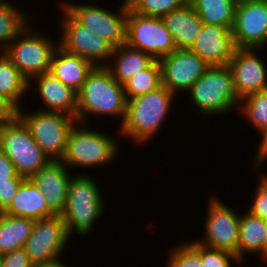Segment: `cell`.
<instances>
[{"label": "cell", "mask_w": 267, "mask_h": 267, "mask_svg": "<svg viewBox=\"0 0 267 267\" xmlns=\"http://www.w3.org/2000/svg\"><path fill=\"white\" fill-rule=\"evenodd\" d=\"M77 123L68 135L67 146L61 158L64 165L67 168L79 166L92 168L112 162L119 150L116 140L107 136V133L105 135V132L90 130L86 126L84 128L83 125L80 128V123Z\"/></svg>", "instance_id": "5b68a950"}, {"label": "cell", "mask_w": 267, "mask_h": 267, "mask_svg": "<svg viewBox=\"0 0 267 267\" xmlns=\"http://www.w3.org/2000/svg\"><path fill=\"white\" fill-rule=\"evenodd\" d=\"M30 28L31 26L27 25L3 52L29 81V90L33 77L49 72L51 59L59 47V43L57 46L52 44V39L39 32L32 34Z\"/></svg>", "instance_id": "52a82bcc"}, {"label": "cell", "mask_w": 267, "mask_h": 267, "mask_svg": "<svg viewBox=\"0 0 267 267\" xmlns=\"http://www.w3.org/2000/svg\"><path fill=\"white\" fill-rule=\"evenodd\" d=\"M43 101L42 111L61 112L76 118L77 92L64 85L50 72L32 78ZM46 107V108H45Z\"/></svg>", "instance_id": "d6986e66"}, {"label": "cell", "mask_w": 267, "mask_h": 267, "mask_svg": "<svg viewBox=\"0 0 267 267\" xmlns=\"http://www.w3.org/2000/svg\"><path fill=\"white\" fill-rule=\"evenodd\" d=\"M187 93L194 107L205 117L228 113L241 101L228 65L210 66Z\"/></svg>", "instance_id": "277c9868"}, {"label": "cell", "mask_w": 267, "mask_h": 267, "mask_svg": "<svg viewBox=\"0 0 267 267\" xmlns=\"http://www.w3.org/2000/svg\"><path fill=\"white\" fill-rule=\"evenodd\" d=\"M236 212L221 200L211 197L204 222V241L198 239L197 242L210 248L230 252L238 260L240 215L238 216Z\"/></svg>", "instance_id": "4fadbf2b"}, {"label": "cell", "mask_w": 267, "mask_h": 267, "mask_svg": "<svg viewBox=\"0 0 267 267\" xmlns=\"http://www.w3.org/2000/svg\"><path fill=\"white\" fill-rule=\"evenodd\" d=\"M265 238L263 241V258L264 260H267V220H266V228H265Z\"/></svg>", "instance_id": "ab89813d"}, {"label": "cell", "mask_w": 267, "mask_h": 267, "mask_svg": "<svg viewBox=\"0 0 267 267\" xmlns=\"http://www.w3.org/2000/svg\"><path fill=\"white\" fill-rule=\"evenodd\" d=\"M254 194V200L251 202L248 212L252 215L267 220V176L264 174Z\"/></svg>", "instance_id": "836d02e7"}, {"label": "cell", "mask_w": 267, "mask_h": 267, "mask_svg": "<svg viewBox=\"0 0 267 267\" xmlns=\"http://www.w3.org/2000/svg\"><path fill=\"white\" fill-rule=\"evenodd\" d=\"M254 48H236L228 63L240 100L258 91L267 90V70Z\"/></svg>", "instance_id": "2e32d148"}, {"label": "cell", "mask_w": 267, "mask_h": 267, "mask_svg": "<svg viewBox=\"0 0 267 267\" xmlns=\"http://www.w3.org/2000/svg\"><path fill=\"white\" fill-rule=\"evenodd\" d=\"M38 267H69L67 265L64 264V262H62L61 260L52 264H48L45 266H38Z\"/></svg>", "instance_id": "60d3db41"}, {"label": "cell", "mask_w": 267, "mask_h": 267, "mask_svg": "<svg viewBox=\"0 0 267 267\" xmlns=\"http://www.w3.org/2000/svg\"><path fill=\"white\" fill-rule=\"evenodd\" d=\"M67 169L61 160H50L30 178L55 215H62L65 209L68 186L73 176Z\"/></svg>", "instance_id": "ac0fdd59"}, {"label": "cell", "mask_w": 267, "mask_h": 267, "mask_svg": "<svg viewBox=\"0 0 267 267\" xmlns=\"http://www.w3.org/2000/svg\"><path fill=\"white\" fill-rule=\"evenodd\" d=\"M1 263H2V254H0V267H1Z\"/></svg>", "instance_id": "b9f144b4"}, {"label": "cell", "mask_w": 267, "mask_h": 267, "mask_svg": "<svg viewBox=\"0 0 267 267\" xmlns=\"http://www.w3.org/2000/svg\"><path fill=\"white\" fill-rule=\"evenodd\" d=\"M126 44L149 54L154 60L172 53L175 43L162 18L139 15L128 8Z\"/></svg>", "instance_id": "30bf717a"}, {"label": "cell", "mask_w": 267, "mask_h": 267, "mask_svg": "<svg viewBox=\"0 0 267 267\" xmlns=\"http://www.w3.org/2000/svg\"><path fill=\"white\" fill-rule=\"evenodd\" d=\"M0 149L24 178L30 179L50 161L19 116L0 124Z\"/></svg>", "instance_id": "8992f818"}, {"label": "cell", "mask_w": 267, "mask_h": 267, "mask_svg": "<svg viewBox=\"0 0 267 267\" xmlns=\"http://www.w3.org/2000/svg\"><path fill=\"white\" fill-rule=\"evenodd\" d=\"M6 178H24L20 176L13 162L0 149V179Z\"/></svg>", "instance_id": "74e56055"}, {"label": "cell", "mask_w": 267, "mask_h": 267, "mask_svg": "<svg viewBox=\"0 0 267 267\" xmlns=\"http://www.w3.org/2000/svg\"><path fill=\"white\" fill-rule=\"evenodd\" d=\"M266 221L250 212L240 216L238 261L244 260L246 253L261 254L263 260V241Z\"/></svg>", "instance_id": "d4e9b609"}, {"label": "cell", "mask_w": 267, "mask_h": 267, "mask_svg": "<svg viewBox=\"0 0 267 267\" xmlns=\"http://www.w3.org/2000/svg\"><path fill=\"white\" fill-rule=\"evenodd\" d=\"M46 199L34 182L25 178L4 214L40 220L55 216L46 204Z\"/></svg>", "instance_id": "ffe728a7"}, {"label": "cell", "mask_w": 267, "mask_h": 267, "mask_svg": "<svg viewBox=\"0 0 267 267\" xmlns=\"http://www.w3.org/2000/svg\"><path fill=\"white\" fill-rule=\"evenodd\" d=\"M126 108L127 98L124 85L113 78L106 66H94L88 73L82 88L77 92L76 120L80 126L87 123L88 114L94 117L98 115L119 116L122 124Z\"/></svg>", "instance_id": "6da1fadb"}, {"label": "cell", "mask_w": 267, "mask_h": 267, "mask_svg": "<svg viewBox=\"0 0 267 267\" xmlns=\"http://www.w3.org/2000/svg\"><path fill=\"white\" fill-rule=\"evenodd\" d=\"M177 247L172 250L170 260L167 261L170 267H202L201 243L195 240Z\"/></svg>", "instance_id": "1f68e13d"}, {"label": "cell", "mask_w": 267, "mask_h": 267, "mask_svg": "<svg viewBox=\"0 0 267 267\" xmlns=\"http://www.w3.org/2000/svg\"><path fill=\"white\" fill-rule=\"evenodd\" d=\"M232 35L236 48H264L267 44V0L237 2Z\"/></svg>", "instance_id": "9a60e30c"}, {"label": "cell", "mask_w": 267, "mask_h": 267, "mask_svg": "<svg viewBox=\"0 0 267 267\" xmlns=\"http://www.w3.org/2000/svg\"><path fill=\"white\" fill-rule=\"evenodd\" d=\"M24 179L25 178L0 179V212H3L9 206Z\"/></svg>", "instance_id": "e575fe53"}, {"label": "cell", "mask_w": 267, "mask_h": 267, "mask_svg": "<svg viewBox=\"0 0 267 267\" xmlns=\"http://www.w3.org/2000/svg\"><path fill=\"white\" fill-rule=\"evenodd\" d=\"M97 182L87 175L72 176L68 186L65 209L62 213L69 236L90 233L96 220L104 212L103 197Z\"/></svg>", "instance_id": "3957f363"}, {"label": "cell", "mask_w": 267, "mask_h": 267, "mask_svg": "<svg viewBox=\"0 0 267 267\" xmlns=\"http://www.w3.org/2000/svg\"><path fill=\"white\" fill-rule=\"evenodd\" d=\"M19 109L18 116L30 129L32 137L50 160H61L64 155L71 128L76 118L61 112L42 111L24 113Z\"/></svg>", "instance_id": "ba28073f"}, {"label": "cell", "mask_w": 267, "mask_h": 267, "mask_svg": "<svg viewBox=\"0 0 267 267\" xmlns=\"http://www.w3.org/2000/svg\"><path fill=\"white\" fill-rule=\"evenodd\" d=\"M235 49L232 30L213 24H203L190 48L210 66L228 65Z\"/></svg>", "instance_id": "e0dca14e"}, {"label": "cell", "mask_w": 267, "mask_h": 267, "mask_svg": "<svg viewBox=\"0 0 267 267\" xmlns=\"http://www.w3.org/2000/svg\"><path fill=\"white\" fill-rule=\"evenodd\" d=\"M61 9L64 11L59 47L67 53L89 60L94 66H106L114 47L95 32L79 24L62 6Z\"/></svg>", "instance_id": "7c38bea8"}, {"label": "cell", "mask_w": 267, "mask_h": 267, "mask_svg": "<svg viewBox=\"0 0 267 267\" xmlns=\"http://www.w3.org/2000/svg\"><path fill=\"white\" fill-rule=\"evenodd\" d=\"M161 67V85L174 95L188 92L210 67L199 55L186 48H176L158 60Z\"/></svg>", "instance_id": "5bb4252c"}, {"label": "cell", "mask_w": 267, "mask_h": 267, "mask_svg": "<svg viewBox=\"0 0 267 267\" xmlns=\"http://www.w3.org/2000/svg\"><path fill=\"white\" fill-rule=\"evenodd\" d=\"M94 65L87 59L65 52L58 47L51 59L49 72L64 85L78 92Z\"/></svg>", "instance_id": "7402d4cb"}, {"label": "cell", "mask_w": 267, "mask_h": 267, "mask_svg": "<svg viewBox=\"0 0 267 267\" xmlns=\"http://www.w3.org/2000/svg\"><path fill=\"white\" fill-rule=\"evenodd\" d=\"M237 0H189L203 24H213L232 30Z\"/></svg>", "instance_id": "484cf974"}, {"label": "cell", "mask_w": 267, "mask_h": 267, "mask_svg": "<svg viewBox=\"0 0 267 267\" xmlns=\"http://www.w3.org/2000/svg\"><path fill=\"white\" fill-rule=\"evenodd\" d=\"M116 13L95 5L63 2L61 5L79 24L107 40L113 47L126 42V19L129 5L121 3Z\"/></svg>", "instance_id": "9c48e42d"}, {"label": "cell", "mask_w": 267, "mask_h": 267, "mask_svg": "<svg viewBox=\"0 0 267 267\" xmlns=\"http://www.w3.org/2000/svg\"><path fill=\"white\" fill-rule=\"evenodd\" d=\"M1 267H34L24 247L2 254Z\"/></svg>", "instance_id": "d590c367"}, {"label": "cell", "mask_w": 267, "mask_h": 267, "mask_svg": "<svg viewBox=\"0 0 267 267\" xmlns=\"http://www.w3.org/2000/svg\"><path fill=\"white\" fill-rule=\"evenodd\" d=\"M202 267H232V262L239 263L230 252L210 248L201 244Z\"/></svg>", "instance_id": "d6a6232c"}, {"label": "cell", "mask_w": 267, "mask_h": 267, "mask_svg": "<svg viewBox=\"0 0 267 267\" xmlns=\"http://www.w3.org/2000/svg\"><path fill=\"white\" fill-rule=\"evenodd\" d=\"M19 109L4 95L0 94V124L18 117Z\"/></svg>", "instance_id": "8d00e7d4"}, {"label": "cell", "mask_w": 267, "mask_h": 267, "mask_svg": "<svg viewBox=\"0 0 267 267\" xmlns=\"http://www.w3.org/2000/svg\"><path fill=\"white\" fill-rule=\"evenodd\" d=\"M189 0H127L129 8L142 16L162 18L186 5Z\"/></svg>", "instance_id": "4dcf8cb0"}, {"label": "cell", "mask_w": 267, "mask_h": 267, "mask_svg": "<svg viewBox=\"0 0 267 267\" xmlns=\"http://www.w3.org/2000/svg\"><path fill=\"white\" fill-rule=\"evenodd\" d=\"M69 238L63 217L55 215L36 220L24 249L34 267L45 266L60 261Z\"/></svg>", "instance_id": "8fae6325"}, {"label": "cell", "mask_w": 267, "mask_h": 267, "mask_svg": "<svg viewBox=\"0 0 267 267\" xmlns=\"http://www.w3.org/2000/svg\"><path fill=\"white\" fill-rule=\"evenodd\" d=\"M36 220L0 212V254L25 246Z\"/></svg>", "instance_id": "cb8c5ba5"}, {"label": "cell", "mask_w": 267, "mask_h": 267, "mask_svg": "<svg viewBox=\"0 0 267 267\" xmlns=\"http://www.w3.org/2000/svg\"><path fill=\"white\" fill-rule=\"evenodd\" d=\"M29 16L7 0H0V47L3 53L10 42L29 25Z\"/></svg>", "instance_id": "83f0119b"}, {"label": "cell", "mask_w": 267, "mask_h": 267, "mask_svg": "<svg viewBox=\"0 0 267 267\" xmlns=\"http://www.w3.org/2000/svg\"><path fill=\"white\" fill-rule=\"evenodd\" d=\"M114 64L113 63V61ZM154 59L144 51L122 44L113 48L109 63L106 67L113 78L124 85L134 75L148 67Z\"/></svg>", "instance_id": "603a6c76"}, {"label": "cell", "mask_w": 267, "mask_h": 267, "mask_svg": "<svg viewBox=\"0 0 267 267\" xmlns=\"http://www.w3.org/2000/svg\"><path fill=\"white\" fill-rule=\"evenodd\" d=\"M175 96L161 85L154 91L127 100L125 119L119 132L135 143H147L166 121Z\"/></svg>", "instance_id": "7a4b0ae2"}, {"label": "cell", "mask_w": 267, "mask_h": 267, "mask_svg": "<svg viewBox=\"0 0 267 267\" xmlns=\"http://www.w3.org/2000/svg\"><path fill=\"white\" fill-rule=\"evenodd\" d=\"M162 20L171 33L176 48L190 49L203 26L199 15L189 2L164 15Z\"/></svg>", "instance_id": "44dd1931"}, {"label": "cell", "mask_w": 267, "mask_h": 267, "mask_svg": "<svg viewBox=\"0 0 267 267\" xmlns=\"http://www.w3.org/2000/svg\"><path fill=\"white\" fill-rule=\"evenodd\" d=\"M260 139L261 141L258 145L259 147H257V153H255L256 157L254 158L253 169H256L257 167V169H259L261 165L267 162V132Z\"/></svg>", "instance_id": "f35d334b"}, {"label": "cell", "mask_w": 267, "mask_h": 267, "mask_svg": "<svg viewBox=\"0 0 267 267\" xmlns=\"http://www.w3.org/2000/svg\"><path fill=\"white\" fill-rule=\"evenodd\" d=\"M240 104L243 115L263 136L267 132V90L244 97Z\"/></svg>", "instance_id": "f546056e"}, {"label": "cell", "mask_w": 267, "mask_h": 267, "mask_svg": "<svg viewBox=\"0 0 267 267\" xmlns=\"http://www.w3.org/2000/svg\"><path fill=\"white\" fill-rule=\"evenodd\" d=\"M161 86V67L154 60L148 67L134 75L124 84L127 100L144 95Z\"/></svg>", "instance_id": "f1b7e54d"}, {"label": "cell", "mask_w": 267, "mask_h": 267, "mask_svg": "<svg viewBox=\"0 0 267 267\" xmlns=\"http://www.w3.org/2000/svg\"><path fill=\"white\" fill-rule=\"evenodd\" d=\"M28 90L29 81L6 55L0 52V94L20 109L21 98Z\"/></svg>", "instance_id": "4316f807"}]
</instances>
